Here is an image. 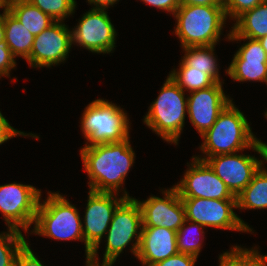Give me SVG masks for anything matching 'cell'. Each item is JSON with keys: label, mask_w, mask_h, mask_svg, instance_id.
Wrapping results in <instances>:
<instances>
[{"label": "cell", "mask_w": 267, "mask_h": 266, "mask_svg": "<svg viewBox=\"0 0 267 266\" xmlns=\"http://www.w3.org/2000/svg\"><path fill=\"white\" fill-rule=\"evenodd\" d=\"M162 193L163 198L151 196L144 202L138 201L143 227H164L177 232L186 220L182 199L175 187Z\"/></svg>", "instance_id": "obj_14"}, {"label": "cell", "mask_w": 267, "mask_h": 266, "mask_svg": "<svg viewBox=\"0 0 267 266\" xmlns=\"http://www.w3.org/2000/svg\"><path fill=\"white\" fill-rule=\"evenodd\" d=\"M259 141H260V145L262 146V149L264 151L263 159L266 160V162H267V144L261 142V140H259Z\"/></svg>", "instance_id": "obj_40"}, {"label": "cell", "mask_w": 267, "mask_h": 266, "mask_svg": "<svg viewBox=\"0 0 267 266\" xmlns=\"http://www.w3.org/2000/svg\"><path fill=\"white\" fill-rule=\"evenodd\" d=\"M71 46L72 31L62 21H56L34 37L26 60L32 67H51L66 60Z\"/></svg>", "instance_id": "obj_13"}, {"label": "cell", "mask_w": 267, "mask_h": 266, "mask_svg": "<svg viewBox=\"0 0 267 266\" xmlns=\"http://www.w3.org/2000/svg\"><path fill=\"white\" fill-rule=\"evenodd\" d=\"M123 197L116 198L114 193L89 191L88 203L82 227L86 263L100 266L97 252L104 234L108 231L113 213L117 206L125 199L130 198L124 190Z\"/></svg>", "instance_id": "obj_8"}, {"label": "cell", "mask_w": 267, "mask_h": 266, "mask_svg": "<svg viewBox=\"0 0 267 266\" xmlns=\"http://www.w3.org/2000/svg\"><path fill=\"white\" fill-rule=\"evenodd\" d=\"M55 21H63L74 13L75 0H27Z\"/></svg>", "instance_id": "obj_27"}, {"label": "cell", "mask_w": 267, "mask_h": 266, "mask_svg": "<svg viewBox=\"0 0 267 266\" xmlns=\"http://www.w3.org/2000/svg\"><path fill=\"white\" fill-rule=\"evenodd\" d=\"M169 76L184 91L201 90L214 85L216 82L206 74V70H191L182 60L179 71L173 70Z\"/></svg>", "instance_id": "obj_24"}, {"label": "cell", "mask_w": 267, "mask_h": 266, "mask_svg": "<svg viewBox=\"0 0 267 266\" xmlns=\"http://www.w3.org/2000/svg\"><path fill=\"white\" fill-rule=\"evenodd\" d=\"M0 234V266H15L17 253L26 243L20 230L9 228Z\"/></svg>", "instance_id": "obj_26"}, {"label": "cell", "mask_w": 267, "mask_h": 266, "mask_svg": "<svg viewBox=\"0 0 267 266\" xmlns=\"http://www.w3.org/2000/svg\"><path fill=\"white\" fill-rule=\"evenodd\" d=\"M141 231L136 257L143 266H151L178 253L176 231L164 227H142Z\"/></svg>", "instance_id": "obj_18"}, {"label": "cell", "mask_w": 267, "mask_h": 266, "mask_svg": "<svg viewBox=\"0 0 267 266\" xmlns=\"http://www.w3.org/2000/svg\"><path fill=\"white\" fill-rule=\"evenodd\" d=\"M177 83L168 76L159 96L149 107L144 123L167 142L178 144L185 124L188 98Z\"/></svg>", "instance_id": "obj_4"}, {"label": "cell", "mask_w": 267, "mask_h": 266, "mask_svg": "<svg viewBox=\"0 0 267 266\" xmlns=\"http://www.w3.org/2000/svg\"><path fill=\"white\" fill-rule=\"evenodd\" d=\"M9 12L34 37L56 22L51 16L45 14L27 0H11Z\"/></svg>", "instance_id": "obj_20"}, {"label": "cell", "mask_w": 267, "mask_h": 266, "mask_svg": "<svg viewBox=\"0 0 267 266\" xmlns=\"http://www.w3.org/2000/svg\"><path fill=\"white\" fill-rule=\"evenodd\" d=\"M187 221L196 222L206 227L225 230L251 232L249 225L239 218L234 208L236 200H215L206 198H181Z\"/></svg>", "instance_id": "obj_10"}, {"label": "cell", "mask_w": 267, "mask_h": 266, "mask_svg": "<svg viewBox=\"0 0 267 266\" xmlns=\"http://www.w3.org/2000/svg\"><path fill=\"white\" fill-rule=\"evenodd\" d=\"M5 26V45L17 57L30 56L34 36L10 12L3 16Z\"/></svg>", "instance_id": "obj_21"}, {"label": "cell", "mask_w": 267, "mask_h": 266, "mask_svg": "<svg viewBox=\"0 0 267 266\" xmlns=\"http://www.w3.org/2000/svg\"><path fill=\"white\" fill-rule=\"evenodd\" d=\"M35 234L55 240H81L84 242L80 215L74 205L59 193H48L47 199L39 203Z\"/></svg>", "instance_id": "obj_6"}, {"label": "cell", "mask_w": 267, "mask_h": 266, "mask_svg": "<svg viewBox=\"0 0 267 266\" xmlns=\"http://www.w3.org/2000/svg\"><path fill=\"white\" fill-rule=\"evenodd\" d=\"M258 41L261 43L262 45V48L264 49V51L266 52L267 54V35L258 39Z\"/></svg>", "instance_id": "obj_39"}, {"label": "cell", "mask_w": 267, "mask_h": 266, "mask_svg": "<svg viewBox=\"0 0 267 266\" xmlns=\"http://www.w3.org/2000/svg\"><path fill=\"white\" fill-rule=\"evenodd\" d=\"M205 161L235 197L251 182L263 164L262 160L253 156L237 153L215 155Z\"/></svg>", "instance_id": "obj_15"}, {"label": "cell", "mask_w": 267, "mask_h": 266, "mask_svg": "<svg viewBox=\"0 0 267 266\" xmlns=\"http://www.w3.org/2000/svg\"><path fill=\"white\" fill-rule=\"evenodd\" d=\"M11 0H0V8H3L4 11L0 14V17H3L6 13L9 12Z\"/></svg>", "instance_id": "obj_37"}, {"label": "cell", "mask_w": 267, "mask_h": 266, "mask_svg": "<svg viewBox=\"0 0 267 266\" xmlns=\"http://www.w3.org/2000/svg\"><path fill=\"white\" fill-rule=\"evenodd\" d=\"M265 0H222L226 16L236 20L244 12L253 9Z\"/></svg>", "instance_id": "obj_29"}, {"label": "cell", "mask_w": 267, "mask_h": 266, "mask_svg": "<svg viewBox=\"0 0 267 266\" xmlns=\"http://www.w3.org/2000/svg\"><path fill=\"white\" fill-rule=\"evenodd\" d=\"M219 266H267V255H260L255 248L248 250L240 246H233L219 256Z\"/></svg>", "instance_id": "obj_25"}, {"label": "cell", "mask_w": 267, "mask_h": 266, "mask_svg": "<svg viewBox=\"0 0 267 266\" xmlns=\"http://www.w3.org/2000/svg\"><path fill=\"white\" fill-rule=\"evenodd\" d=\"M229 40H249L234 54L233 60L226 70L233 80L260 81L267 79V54L258 40L241 36H228Z\"/></svg>", "instance_id": "obj_17"}, {"label": "cell", "mask_w": 267, "mask_h": 266, "mask_svg": "<svg viewBox=\"0 0 267 266\" xmlns=\"http://www.w3.org/2000/svg\"><path fill=\"white\" fill-rule=\"evenodd\" d=\"M17 135L29 136V134L14 129L0 111V145Z\"/></svg>", "instance_id": "obj_33"}, {"label": "cell", "mask_w": 267, "mask_h": 266, "mask_svg": "<svg viewBox=\"0 0 267 266\" xmlns=\"http://www.w3.org/2000/svg\"><path fill=\"white\" fill-rule=\"evenodd\" d=\"M184 178L174 186L181 198L236 200L206 161L193 157Z\"/></svg>", "instance_id": "obj_11"}, {"label": "cell", "mask_w": 267, "mask_h": 266, "mask_svg": "<svg viewBox=\"0 0 267 266\" xmlns=\"http://www.w3.org/2000/svg\"><path fill=\"white\" fill-rule=\"evenodd\" d=\"M215 45L210 46H190L183 48L185 51L182 61L191 67V70H206L215 82H221L219 70L217 68V59L213 53Z\"/></svg>", "instance_id": "obj_23"}, {"label": "cell", "mask_w": 267, "mask_h": 266, "mask_svg": "<svg viewBox=\"0 0 267 266\" xmlns=\"http://www.w3.org/2000/svg\"><path fill=\"white\" fill-rule=\"evenodd\" d=\"M15 266H44L26 242L17 253Z\"/></svg>", "instance_id": "obj_31"}, {"label": "cell", "mask_w": 267, "mask_h": 266, "mask_svg": "<svg viewBox=\"0 0 267 266\" xmlns=\"http://www.w3.org/2000/svg\"><path fill=\"white\" fill-rule=\"evenodd\" d=\"M116 31L106 9L89 10L72 31L75 42L95 53H110L114 50Z\"/></svg>", "instance_id": "obj_12"}, {"label": "cell", "mask_w": 267, "mask_h": 266, "mask_svg": "<svg viewBox=\"0 0 267 266\" xmlns=\"http://www.w3.org/2000/svg\"><path fill=\"white\" fill-rule=\"evenodd\" d=\"M198 257L185 254L177 253L176 255L170 256L169 258L156 262L151 266H194Z\"/></svg>", "instance_id": "obj_30"}, {"label": "cell", "mask_w": 267, "mask_h": 266, "mask_svg": "<svg viewBox=\"0 0 267 266\" xmlns=\"http://www.w3.org/2000/svg\"><path fill=\"white\" fill-rule=\"evenodd\" d=\"M127 118V113L116 104L94 100L85 108L81 120V130L88 141L85 146L125 141L130 128Z\"/></svg>", "instance_id": "obj_5"}, {"label": "cell", "mask_w": 267, "mask_h": 266, "mask_svg": "<svg viewBox=\"0 0 267 266\" xmlns=\"http://www.w3.org/2000/svg\"><path fill=\"white\" fill-rule=\"evenodd\" d=\"M201 145L205 161L208 157L220 154H234L251 148L263 158L264 151L260 141L251 132V127L244 114L231 102L219 115L215 123L203 135Z\"/></svg>", "instance_id": "obj_2"}, {"label": "cell", "mask_w": 267, "mask_h": 266, "mask_svg": "<svg viewBox=\"0 0 267 266\" xmlns=\"http://www.w3.org/2000/svg\"><path fill=\"white\" fill-rule=\"evenodd\" d=\"M5 43V26L3 17H0V44Z\"/></svg>", "instance_id": "obj_38"}, {"label": "cell", "mask_w": 267, "mask_h": 266, "mask_svg": "<svg viewBox=\"0 0 267 266\" xmlns=\"http://www.w3.org/2000/svg\"><path fill=\"white\" fill-rule=\"evenodd\" d=\"M89 4H94L93 9H107L119 0H87Z\"/></svg>", "instance_id": "obj_36"}, {"label": "cell", "mask_w": 267, "mask_h": 266, "mask_svg": "<svg viewBox=\"0 0 267 266\" xmlns=\"http://www.w3.org/2000/svg\"><path fill=\"white\" fill-rule=\"evenodd\" d=\"M181 5H222V0H180Z\"/></svg>", "instance_id": "obj_35"}, {"label": "cell", "mask_w": 267, "mask_h": 266, "mask_svg": "<svg viewBox=\"0 0 267 266\" xmlns=\"http://www.w3.org/2000/svg\"><path fill=\"white\" fill-rule=\"evenodd\" d=\"M41 191L31 185L11 183L0 186V212L8 228L25 232L35 222Z\"/></svg>", "instance_id": "obj_9"}, {"label": "cell", "mask_w": 267, "mask_h": 266, "mask_svg": "<svg viewBox=\"0 0 267 266\" xmlns=\"http://www.w3.org/2000/svg\"><path fill=\"white\" fill-rule=\"evenodd\" d=\"M267 35V0L236 19L227 36H241L258 40Z\"/></svg>", "instance_id": "obj_19"}, {"label": "cell", "mask_w": 267, "mask_h": 266, "mask_svg": "<svg viewBox=\"0 0 267 266\" xmlns=\"http://www.w3.org/2000/svg\"><path fill=\"white\" fill-rule=\"evenodd\" d=\"M146 4L156 7L160 10H165L174 14L176 10L181 6L180 0H141Z\"/></svg>", "instance_id": "obj_34"}, {"label": "cell", "mask_w": 267, "mask_h": 266, "mask_svg": "<svg viewBox=\"0 0 267 266\" xmlns=\"http://www.w3.org/2000/svg\"><path fill=\"white\" fill-rule=\"evenodd\" d=\"M173 15L183 48L216 45L227 19L222 5H181Z\"/></svg>", "instance_id": "obj_3"}, {"label": "cell", "mask_w": 267, "mask_h": 266, "mask_svg": "<svg viewBox=\"0 0 267 266\" xmlns=\"http://www.w3.org/2000/svg\"><path fill=\"white\" fill-rule=\"evenodd\" d=\"M187 222H190V225L186 226ZM204 226L200 225L196 222L192 221H187L185 220L184 224L178 229L177 231V250L178 253H185V254H190L193 256L198 257L201 249V241H195L194 239L190 238L187 236V233L191 234L193 233V230L196 233L197 231L200 233V235L204 234ZM202 229V231H201ZM202 233V234H201ZM188 237V238H186ZM191 237V236H190ZM194 237V236H192ZM198 240V239H197Z\"/></svg>", "instance_id": "obj_28"}, {"label": "cell", "mask_w": 267, "mask_h": 266, "mask_svg": "<svg viewBox=\"0 0 267 266\" xmlns=\"http://www.w3.org/2000/svg\"><path fill=\"white\" fill-rule=\"evenodd\" d=\"M232 102L224 94L222 82L190 92L188 115L190 122L203 135L215 123L218 115Z\"/></svg>", "instance_id": "obj_16"}, {"label": "cell", "mask_w": 267, "mask_h": 266, "mask_svg": "<svg viewBox=\"0 0 267 266\" xmlns=\"http://www.w3.org/2000/svg\"><path fill=\"white\" fill-rule=\"evenodd\" d=\"M142 212L138 200L125 198L115 209L107 231V244L101 266H112L124 248L134 241L131 251L137 255L142 233ZM140 229V231H139ZM133 239V240H132Z\"/></svg>", "instance_id": "obj_7"}, {"label": "cell", "mask_w": 267, "mask_h": 266, "mask_svg": "<svg viewBox=\"0 0 267 266\" xmlns=\"http://www.w3.org/2000/svg\"><path fill=\"white\" fill-rule=\"evenodd\" d=\"M15 56L11 50L5 45L0 44V77L10 76L9 72L16 66Z\"/></svg>", "instance_id": "obj_32"}, {"label": "cell", "mask_w": 267, "mask_h": 266, "mask_svg": "<svg viewBox=\"0 0 267 266\" xmlns=\"http://www.w3.org/2000/svg\"><path fill=\"white\" fill-rule=\"evenodd\" d=\"M239 209L267 208V170L262 166L253 175L251 182L237 195Z\"/></svg>", "instance_id": "obj_22"}, {"label": "cell", "mask_w": 267, "mask_h": 266, "mask_svg": "<svg viewBox=\"0 0 267 266\" xmlns=\"http://www.w3.org/2000/svg\"><path fill=\"white\" fill-rule=\"evenodd\" d=\"M129 139L117 143L84 146L80 150L91 191L116 192L117 195L134 163L135 153Z\"/></svg>", "instance_id": "obj_1"}]
</instances>
